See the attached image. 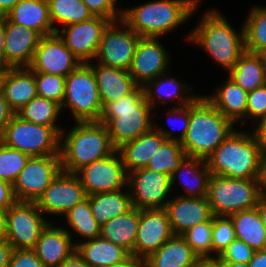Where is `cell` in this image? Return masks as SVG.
Segmentation results:
<instances>
[{"instance_id": "1", "label": "cell", "mask_w": 266, "mask_h": 267, "mask_svg": "<svg viewBox=\"0 0 266 267\" xmlns=\"http://www.w3.org/2000/svg\"><path fill=\"white\" fill-rule=\"evenodd\" d=\"M186 37L189 43L207 53L212 61L229 72L245 52L243 25L237 31L218 9L204 12Z\"/></svg>"}, {"instance_id": "2", "label": "cell", "mask_w": 266, "mask_h": 267, "mask_svg": "<svg viewBox=\"0 0 266 267\" xmlns=\"http://www.w3.org/2000/svg\"><path fill=\"white\" fill-rule=\"evenodd\" d=\"M201 0H153L122 9V20L140 37L162 38L197 13Z\"/></svg>"}, {"instance_id": "3", "label": "cell", "mask_w": 266, "mask_h": 267, "mask_svg": "<svg viewBox=\"0 0 266 267\" xmlns=\"http://www.w3.org/2000/svg\"><path fill=\"white\" fill-rule=\"evenodd\" d=\"M153 110L145 99L143 86H137L128 95L107 103L99 122L106 125L111 143L117 150L154 127Z\"/></svg>"}, {"instance_id": "4", "label": "cell", "mask_w": 266, "mask_h": 267, "mask_svg": "<svg viewBox=\"0 0 266 267\" xmlns=\"http://www.w3.org/2000/svg\"><path fill=\"white\" fill-rule=\"evenodd\" d=\"M115 150L105 124L99 121L74 122L70 130L64 128L60 134L61 170L76 174Z\"/></svg>"}, {"instance_id": "5", "label": "cell", "mask_w": 266, "mask_h": 267, "mask_svg": "<svg viewBox=\"0 0 266 267\" xmlns=\"http://www.w3.org/2000/svg\"><path fill=\"white\" fill-rule=\"evenodd\" d=\"M264 155L265 152L249 128L246 131L235 128L206 158V163L213 175L256 179Z\"/></svg>"}, {"instance_id": "6", "label": "cell", "mask_w": 266, "mask_h": 267, "mask_svg": "<svg viewBox=\"0 0 266 267\" xmlns=\"http://www.w3.org/2000/svg\"><path fill=\"white\" fill-rule=\"evenodd\" d=\"M237 128L203 95L190 104V122L180 142L190 157L205 159Z\"/></svg>"}, {"instance_id": "7", "label": "cell", "mask_w": 266, "mask_h": 267, "mask_svg": "<svg viewBox=\"0 0 266 267\" xmlns=\"http://www.w3.org/2000/svg\"><path fill=\"white\" fill-rule=\"evenodd\" d=\"M70 110L74 122L99 121L103 111L95 74L88 63H81L65 81L61 110Z\"/></svg>"}, {"instance_id": "8", "label": "cell", "mask_w": 266, "mask_h": 267, "mask_svg": "<svg viewBox=\"0 0 266 267\" xmlns=\"http://www.w3.org/2000/svg\"><path fill=\"white\" fill-rule=\"evenodd\" d=\"M207 199L215 216H229L254 208L260 200L257 180L211 174Z\"/></svg>"}, {"instance_id": "9", "label": "cell", "mask_w": 266, "mask_h": 267, "mask_svg": "<svg viewBox=\"0 0 266 267\" xmlns=\"http://www.w3.org/2000/svg\"><path fill=\"white\" fill-rule=\"evenodd\" d=\"M0 141L30 157L60 154V135L52 127L27 122L17 114L0 134Z\"/></svg>"}, {"instance_id": "10", "label": "cell", "mask_w": 266, "mask_h": 267, "mask_svg": "<svg viewBox=\"0 0 266 267\" xmlns=\"http://www.w3.org/2000/svg\"><path fill=\"white\" fill-rule=\"evenodd\" d=\"M36 202L16 201L7 209L6 240L14 249H34L50 223Z\"/></svg>"}, {"instance_id": "11", "label": "cell", "mask_w": 266, "mask_h": 267, "mask_svg": "<svg viewBox=\"0 0 266 267\" xmlns=\"http://www.w3.org/2000/svg\"><path fill=\"white\" fill-rule=\"evenodd\" d=\"M61 171L60 154L30 157L12 185L16 200L36 202Z\"/></svg>"}, {"instance_id": "12", "label": "cell", "mask_w": 266, "mask_h": 267, "mask_svg": "<svg viewBox=\"0 0 266 267\" xmlns=\"http://www.w3.org/2000/svg\"><path fill=\"white\" fill-rule=\"evenodd\" d=\"M140 36L122 19L111 22L104 30L97 55V63L129 70Z\"/></svg>"}, {"instance_id": "13", "label": "cell", "mask_w": 266, "mask_h": 267, "mask_svg": "<svg viewBox=\"0 0 266 267\" xmlns=\"http://www.w3.org/2000/svg\"><path fill=\"white\" fill-rule=\"evenodd\" d=\"M127 186L133 207L140 210L165 208L173 191L170 176L148 168L129 172Z\"/></svg>"}, {"instance_id": "14", "label": "cell", "mask_w": 266, "mask_h": 267, "mask_svg": "<svg viewBox=\"0 0 266 267\" xmlns=\"http://www.w3.org/2000/svg\"><path fill=\"white\" fill-rule=\"evenodd\" d=\"M76 175L86 195L122 190L127 187L128 174L117 150L110 156L83 167Z\"/></svg>"}, {"instance_id": "15", "label": "cell", "mask_w": 266, "mask_h": 267, "mask_svg": "<svg viewBox=\"0 0 266 267\" xmlns=\"http://www.w3.org/2000/svg\"><path fill=\"white\" fill-rule=\"evenodd\" d=\"M109 19L93 16L79 23H73L60 28L58 35L64 40L66 47L81 63L94 61Z\"/></svg>"}, {"instance_id": "16", "label": "cell", "mask_w": 266, "mask_h": 267, "mask_svg": "<svg viewBox=\"0 0 266 267\" xmlns=\"http://www.w3.org/2000/svg\"><path fill=\"white\" fill-rule=\"evenodd\" d=\"M86 196L80 178L76 174L61 171L38 198L36 204L43 215L60 217Z\"/></svg>"}, {"instance_id": "17", "label": "cell", "mask_w": 266, "mask_h": 267, "mask_svg": "<svg viewBox=\"0 0 266 267\" xmlns=\"http://www.w3.org/2000/svg\"><path fill=\"white\" fill-rule=\"evenodd\" d=\"M80 64L56 32L41 37L29 68L33 72L67 77Z\"/></svg>"}, {"instance_id": "18", "label": "cell", "mask_w": 266, "mask_h": 267, "mask_svg": "<svg viewBox=\"0 0 266 267\" xmlns=\"http://www.w3.org/2000/svg\"><path fill=\"white\" fill-rule=\"evenodd\" d=\"M164 46L160 38H140L128 70L138 86H144L170 68L171 56Z\"/></svg>"}, {"instance_id": "19", "label": "cell", "mask_w": 266, "mask_h": 267, "mask_svg": "<svg viewBox=\"0 0 266 267\" xmlns=\"http://www.w3.org/2000/svg\"><path fill=\"white\" fill-rule=\"evenodd\" d=\"M173 236L164 208L140 210L134 256L146 259Z\"/></svg>"}, {"instance_id": "20", "label": "cell", "mask_w": 266, "mask_h": 267, "mask_svg": "<svg viewBox=\"0 0 266 267\" xmlns=\"http://www.w3.org/2000/svg\"><path fill=\"white\" fill-rule=\"evenodd\" d=\"M164 209L167 211L173 235H182L188 229L208 222L214 216L207 196H172Z\"/></svg>"}, {"instance_id": "21", "label": "cell", "mask_w": 266, "mask_h": 267, "mask_svg": "<svg viewBox=\"0 0 266 267\" xmlns=\"http://www.w3.org/2000/svg\"><path fill=\"white\" fill-rule=\"evenodd\" d=\"M41 37L38 32L6 17L5 69L29 67Z\"/></svg>"}, {"instance_id": "22", "label": "cell", "mask_w": 266, "mask_h": 267, "mask_svg": "<svg viewBox=\"0 0 266 267\" xmlns=\"http://www.w3.org/2000/svg\"><path fill=\"white\" fill-rule=\"evenodd\" d=\"M169 76L171 74L168 75V72L162 73L143 86L145 99L154 111L158 104L163 106L168 101L174 104L177 100L173 107L189 105L200 95L191 93L194 90L191 84L188 85L185 81L182 83L178 78Z\"/></svg>"}, {"instance_id": "23", "label": "cell", "mask_w": 266, "mask_h": 267, "mask_svg": "<svg viewBox=\"0 0 266 267\" xmlns=\"http://www.w3.org/2000/svg\"><path fill=\"white\" fill-rule=\"evenodd\" d=\"M50 222L42 231L34 248L45 267H58L75 251V238L63 226Z\"/></svg>"}, {"instance_id": "24", "label": "cell", "mask_w": 266, "mask_h": 267, "mask_svg": "<svg viewBox=\"0 0 266 267\" xmlns=\"http://www.w3.org/2000/svg\"><path fill=\"white\" fill-rule=\"evenodd\" d=\"M2 93L10 109L17 114L34 97L38 96L35 73L29 67L4 69Z\"/></svg>"}, {"instance_id": "25", "label": "cell", "mask_w": 266, "mask_h": 267, "mask_svg": "<svg viewBox=\"0 0 266 267\" xmlns=\"http://www.w3.org/2000/svg\"><path fill=\"white\" fill-rule=\"evenodd\" d=\"M215 90L203 96L235 126H245L248 92L228 76Z\"/></svg>"}, {"instance_id": "26", "label": "cell", "mask_w": 266, "mask_h": 267, "mask_svg": "<svg viewBox=\"0 0 266 267\" xmlns=\"http://www.w3.org/2000/svg\"><path fill=\"white\" fill-rule=\"evenodd\" d=\"M88 64L95 74L103 107L107 103L128 95L138 86L128 70L108 67L97 63L95 60Z\"/></svg>"}, {"instance_id": "27", "label": "cell", "mask_w": 266, "mask_h": 267, "mask_svg": "<svg viewBox=\"0 0 266 267\" xmlns=\"http://www.w3.org/2000/svg\"><path fill=\"white\" fill-rule=\"evenodd\" d=\"M211 172L205 159L187 156L180 167L170 176L171 189L179 181L184 193L182 197H205L208 193V184ZM177 181V182H176Z\"/></svg>"}, {"instance_id": "28", "label": "cell", "mask_w": 266, "mask_h": 267, "mask_svg": "<svg viewBox=\"0 0 266 267\" xmlns=\"http://www.w3.org/2000/svg\"><path fill=\"white\" fill-rule=\"evenodd\" d=\"M167 139L153 127L137 139L123 144L117 149L127 174L137 169L146 168L150 159Z\"/></svg>"}, {"instance_id": "29", "label": "cell", "mask_w": 266, "mask_h": 267, "mask_svg": "<svg viewBox=\"0 0 266 267\" xmlns=\"http://www.w3.org/2000/svg\"><path fill=\"white\" fill-rule=\"evenodd\" d=\"M6 17L16 24L38 32L42 37L56 33L47 0H20Z\"/></svg>"}, {"instance_id": "30", "label": "cell", "mask_w": 266, "mask_h": 267, "mask_svg": "<svg viewBox=\"0 0 266 267\" xmlns=\"http://www.w3.org/2000/svg\"><path fill=\"white\" fill-rule=\"evenodd\" d=\"M200 258L182 235H173L145 260V267H194Z\"/></svg>"}, {"instance_id": "31", "label": "cell", "mask_w": 266, "mask_h": 267, "mask_svg": "<svg viewBox=\"0 0 266 267\" xmlns=\"http://www.w3.org/2000/svg\"><path fill=\"white\" fill-rule=\"evenodd\" d=\"M76 251L90 267H107L131 255L123 247L101 236L78 243Z\"/></svg>"}, {"instance_id": "32", "label": "cell", "mask_w": 266, "mask_h": 267, "mask_svg": "<svg viewBox=\"0 0 266 267\" xmlns=\"http://www.w3.org/2000/svg\"><path fill=\"white\" fill-rule=\"evenodd\" d=\"M140 209L132 207L101 226L100 236L126 249L134 255V245L138 231Z\"/></svg>"}, {"instance_id": "33", "label": "cell", "mask_w": 266, "mask_h": 267, "mask_svg": "<svg viewBox=\"0 0 266 267\" xmlns=\"http://www.w3.org/2000/svg\"><path fill=\"white\" fill-rule=\"evenodd\" d=\"M87 196L93 217L100 226L133 207L128 186L122 190Z\"/></svg>"}, {"instance_id": "34", "label": "cell", "mask_w": 266, "mask_h": 267, "mask_svg": "<svg viewBox=\"0 0 266 267\" xmlns=\"http://www.w3.org/2000/svg\"><path fill=\"white\" fill-rule=\"evenodd\" d=\"M235 236L243 240L254 251L266 249V231L257 207L229 215Z\"/></svg>"}, {"instance_id": "35", "label": "cell", "mask_w": 266, "mask_h": 267, "mask_svg": "<svg viewBox=\"0 0 266 267\" xmlns=\"http://www.w3.org/2000/svg\"><path fill=\"white\" fill-rule=\"evenodd\" d=\"M243 90H252L266 84V72L258 54L245 51L227 73Z\"/></svg>"}, {"instance_id": "36", "label": "cell", "mask_w": 266, "mask_h": 267, "mask_svg": "<svg viewBox=\"0 0 266 267\" xmlns=\"http://www.w3.org/2000/svg\"><path fill=\"white\" fill-rule=\"evenodd\" d=\"M63 218H66V222L64 223H67L69 226H65L64 229L69 233L72 239L75 237L74 234L83 238H80L79 241H75V245L100 236L101 226L93 217L88 196L79 201L74 208H71L64 214Z\"/></svg>"}, {"instance_id": "37", "label": "cell", "mask_w": 266, "mask_h": 267, "mask_svg": "<svg viewBox=\"0 0 266 267\" xmlns=\"http://www.w3.org/2000/svg\"><path fill=\"white\" fill-rule=\"evenodd\" d=\"M61 112V106L58 103L36 96L17 115L27 122L52 127L60 135L64 128L56 122Z\"/></svg>"}, {"instance_id": "38", "label": "cell", "mask_w": 266, "mask_h": 267, "mask_svg": "<svg viewBox=\"0 0 266 267\" xmlns=\"http://www.w3.org/2000/svg\"><path fill=\"white\" fill-rule=\"evenodd\" d=\"M49 5V15L54 27V31L79 23L93 17L87 5L82 0H47ZM58 24V26H56Z\"/></svg>"}, {"instance_id": "39", "label": "cell", "mask_w": 266, "mask_h": 267, "mask_svg": "<svg viewBox=\"0 0 266 267\" xmlns=\"http://www.w3.org/2000/svg\"><path fill=\"white\" fill-rule=\"evenodd\" d=\"M243 20L245 51L258 54L266 49V6L250 8Z\"/></svg>"}, {"instance_id": "40", "label": "cell", "mask_w": 266, "mask_h": 267, "mask_svg": "<svg viewBox=\"0 0 266 267\" xmlns=\"http://www.w3.org/2000/svg\"><path fill=\"white\" fill-rule=\"evenodd\" d=\"M186 157L187 154L183 151L179 141L166 140L152 159H150L146 168L171 176Z\"/></svg>"}, {"instance_id": "41", "label": "cell", "mask_w": 266, "mask_h": 267, "mask_svg": "<svg viewBox=\"0 0 266 267\" xmlns=\"http://www.w3.org/2000/svg\"><path fill=\"white\" fill-rule=\"evenodd\" d=\"M29 158V155L9 148L0 141V179L13 185Z\"/></svg>"}, {"instance_id": "42", "label": "cell", "mask_w": 266, "mask_h": 267, "mask_svg": "<svg viewBox=\"0 0 266 267\" xmlns=\"http://www.w3.org/2000/svg\"><path fill=\"white\" fill-rule=\"evenodd\" d=\"M182 237L199 258H212V219L188 229Z\"/></svg>"}, {"instance_id": "43", "label": "cell", "mask_w": 266, "mask_h": 267, "mask_svg": "<svg viewBox=\"0 0 266 267\" xmlns=\"http://www.w3.org/2000/svg\"><path fill=\"white\" fill-rule=\"evenodd\" d=\"M235 239V230L231 218L214 215L212 218V258H218Z\"/></svg>"}, {"instance_id": "44", "label": "cell", "mask_w": 266, "mask_h": 267, "mask_svg": "<svg viewBox=\"0 0 266 267\" xmlns=\"http://www.w3.org/2000/svg\"><path fill=\"white\" fill-rule=\"evenodd\" d=\"M34 73L38 96L52 100L61 106L64 101L66 77L47 73Z\"/></svg>"}, {"instance_id": "45", "label": "cell", "mask_w": 266, "mask_h": 267, "mask_svg": "<svg viewBox=\"0 0 266 267\" xmlns=\"http://www.w3.org/2000/svg\"><path fill=\"white\" fill-rule=\"evenodd\" d=\"M168 112H166L167 115V120L172 121V119L174 118L176 121H178L177 119H179V122L176 124L178 126H175L176 121L173 120V122L175 121V123L170 122L168 125H170V127L173 129H167V128H161L159 125H156V123H154V127L167 139V140H175V141H179L181 142L183 140V138L186 135L188 126H189V122H190V104L189 105H185V106H181V107H171L167 108ZM173 117V118H172ZM177 127V129H174L173 127ZM169 127V126H168ZM180 128V129H179ZM177 130L178 134H175L174 132ZM180 130V132H179ZM180 133V134H179ZM177 135V136H176Z\"/></svg>"}, {"instance_id": "46", "label": "cell", "mask_w": 266, "mask_h": 267, "mask_svg": "<svg viewBox=\"0 0 266 267\" xmlns=\"http://www.w3.org/2000/svg\"><path fill=\"white\" fill-rule=\"evenodd\" d=\"M263 117H266V84L248 92L246 126L249 119L256 123Z\"/></svg>"}, {"instance_id": "47", "label": "cell", "mask_w": 266, "mask_h": 267, "mask_svg": "<svg viewBox=\"0 0 266 267\" xmlns=\"http://www.w3.org/2000/svg\"><path fill=\"white\" fill-rule=\"evenodd\" d=\"M255 251L243 240L235 239L219 255L220 262H233L248 264L252 259Z\"/></svg>"}, {"instance_id": "48", "label": "cell", "mask_w": 266, "mask_h": 267, "mask_svg": "<svg viewBox=\"0 0 266 267\" xmlns=\"http://www.w3.org/2000/svg\"><path fill=\"white\" fill-rule=\"evenodd\" d=\"M93 16L109 19L111 22L122 19V8L118 9V0H82Z\"/></svg>"}, {"instance_id": "49", "label": "cell", "mask_w": 266, "mask_h": 267, "mask_svg": "<svg viewBox=\"0 0 266 267\" xmlns=\"http://www.w3.org/2000/svg\"><path fill=\"white\" fill-rule=\"evenodd\" d=\"M9 267H45L34 249H14Z\"/></svg>"}, {"instance_id": "50", "label": "cell", "mask_w": 266, "mask_h": 267, "mask_svg": "<svg viewBox=\"0 0 266 267\" xmlns=\"http://www.w3.org/2000/svg\"><path fill=\"white\" fill-rule=\"evenodd\" d=\"M16 201L12 184L0 179V209L7 210Z\"/></svg>"}, {"instance_id": "51", "label": "cell", "mask_w": 266, "mask_h": 267, "mask_svg": "<svg viewBox=\"0 0 266 267\" xmlns=\"http://www.w3.org/2000/svg\"><path fill=\"white\" fill-rule=\"evenodd\" d=\"M255 125L249 126L251 128L256 141L260 144L261 148L266 154V117L259 119ZM253 128V129H252Z\"/></svg>"}, {"instance_id": "52", "label": "cell", "mask_w": 266, "mask_h": 267, "mask_svg": "<svg viewBox=\"0 0 266 267\" xmlns=\"http://www.w3.org/2000/svg\"><path fill=\"white\" fill-rule=\"evenodd\" d=\"M14 115L15 113L10 109L4 94L0 93V134L4 131Z\"/></svg>"}, {"instance_id": "53", "label": "cell", "mask_w": 266, "mask_h": 267, "mask_svg": "<svg viewBox=\"0 0 266 267\" xmlns=\"http://www.w3.org/2000/svg\"><path fill=\"white\" fill-rule=\"evenodd\" d=\"M258 194L261 200H266V154L263 156L257 174Z\"/></svg>"}, {"instance_id": "54", "label": "cell", "mask_w": 266, "mask_h": 267, "mask_svg": "<svg viewBox=\"0 0 266 267\" xmlns=\"http://www.w3.org/2000/svg\"><path fill=\"white\" fill-rule=\"evenodd\" d=\"M14 248L6 240H0V267H9Z\"/></svg>"}, {"instance_id": "55", "label": "cell", "mask_w": 266, "mask_h": 267, "mask_svg": "<svg viewBox=\"0 0 266 267\" xmlns=\"http://www.w3.org/2000/svg\"><path fill=\"white\" fill-rule=\"evenodd\" d=\"M6 15H0V68L5 69Z\"/></svg>"}, {"instance_id": "56", "label": "cell", "mask_w": 266, "mask_h": 267, "mask_svg": "<svg viewBox=\"0 0 266 267\" xmlns=\"http://www.w3.org/2000/svg\"><path fill=\"white\" fill-rule=\"evenodd\" d=\"M58 267H90L82 257L75 251L68 259L63 261Z\"/></svg>"}, {"instance_id": "57", "label": "cell", "mask_w": 266, "mask_h": 267, "mask_svg": "<svg viewBox=\"0 0 266 267\" xmlns=\"http://www.w3.org/2000/svg\"><path fill=\"white\" fill-rule=\"evenodd\" d=\"M107 267H145V260L142 258L135 257L134 255H130L124 261L112 264Z\"/></svg>"}, {"instance_id": "58", "label": "cell", "mask_w": 266, "mask_h": 267, "mask_svg": "<svg viewBox=\"0 0 266 267\" xmlns=\"http://www.w3.org/2000/svg\"><path fill=\"white\" fill-rule=\"evenodd\" d=\"M248 265L249 267H266V249L255 251Z\"/></svg>"}, {"instance_id": "59", "label": "cell", "mask_w": 266, "mask_h": 267, "mask_svg": "<svg viewBox=\"0 0 266 267\" xmlns=\"http://www.w3.org/2000/svg\"><path fill=\"white\" fill-rule=\"evenodd\" d=\"M194 267H223L218 258H200Z\"/></svg>"}, {"instance_id": "60", "label": "cell", "mask_w": 266, "mask_h": 267, "mask_svg": "<svg viewBox=\"0 0 266 267\" xmlns=\"http://www.w3.org/2000/svg\"><path fill=\"white\" fill-rule=\"evenodd\" d=\"M20 0H0V15H6Z\"/></svg>"}, {"instance_id": "61", "label": "cell", "mask_w": 266, "mask_h": 267, "mask_svg": "<svg viewBox=\"0 0 266 267\" xmlns=\"http://www.w3.org/2000/svg\"><path fill=\"white\" fill-rule=\"evenodd\" d=\"M7 210L0 209V240L6 239Z\"/></svg>"}, {"instance_id": "62", "label": "cell", "mask_w": 266, "mask_h": 267, "mask_svg": "<svg viewBox=\"0 0 266 267\" xmlns=\"http://www.w3.org/2000/svg\"><path fill=\"white\" fill-rule=\"evenodd\" d=\"M256 207L259 211L262 223H263L265 231H266V200L260 199L258 202V205Z\"/></svg>"}, {"instance_id": "63", "label": "cell", "mask_w": 266, "mask_h": 267, "mask_svg": "<svg viewBox=\"0 0 266 267\" xmlns=\"http://www.w3.org/2000/svg\"><path fill=\"white\" fill-rule=\"evenodd\" d=\"M223 267H249L245 263L221 262Z\"/></svg>"}, {"instance_id": "64", "label": "cell", "mask_w": 266, "mask_h": 267, "mask_svg": "<svg viewBox=\"0 0 266 267\" xmlns=\"http://www.w3.org/2000/svg\"><path fill=\"white\" fill-rule=\"evenodd\" d=\"M258 55L261 58L262 64H263L265 72H266V49L259 52Z\"/></svg>"}, {"instance_id": "65", "label": "cell", "mask_w": 266, "mask_h": 267, "mask_svg": "<svg viewBox=\"0 0 266 267\" xmlns=\"http://www.w3.org/2000/svg\"><path fill=\"white\" fill-rule=\"evenodd\" d=\"M4 68H0V93H2V78H3Z\"/></svg>"}]
</instances>
